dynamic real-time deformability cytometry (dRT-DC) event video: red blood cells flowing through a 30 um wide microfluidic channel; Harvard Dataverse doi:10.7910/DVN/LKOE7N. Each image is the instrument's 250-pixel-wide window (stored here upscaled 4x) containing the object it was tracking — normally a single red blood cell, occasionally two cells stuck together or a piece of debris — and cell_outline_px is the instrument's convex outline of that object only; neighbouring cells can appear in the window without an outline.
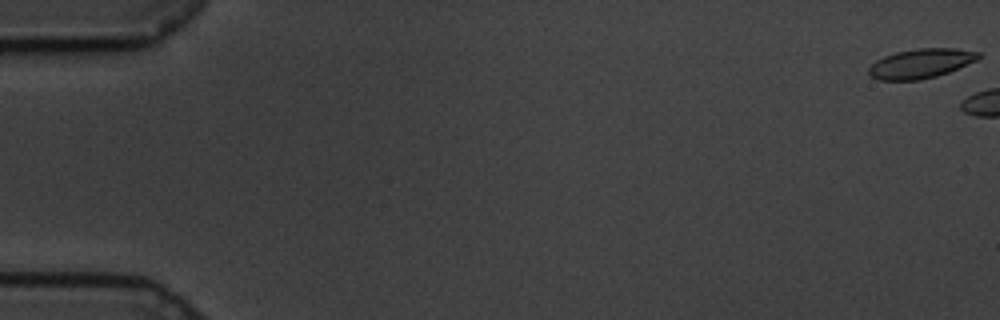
{"species": "common noctule bat (a hibernating species)", "species_latin": "Nyctalus noctula", "temperature_condition": "cold", "stored_images_in_passage": 6, "camera_frame_rate_fps": 3000, "um_per_image_px": 0.085, "animal": {"sex": "male", "body_mass_g": 19.5, "forearm_length_mm": 54.6}, "frame": {"image": 1, "passage_image": 1, "time_ms": 0.0, "image_size_px": [1000, 320], "cell_outline_px": [[980, 56], [976, 60], [948, 72], [936, 76], [920, 80], [880, 80], [872, 76], [868, 72], [868, 68], [876, 60], [884, 56], [896, 52], [916, 48], [952, 48], [980, 52]], "centroid_in_image_um": [78.25, 5.39], "position_along_channel_um": 6.8, "area_um2": 18.67}}